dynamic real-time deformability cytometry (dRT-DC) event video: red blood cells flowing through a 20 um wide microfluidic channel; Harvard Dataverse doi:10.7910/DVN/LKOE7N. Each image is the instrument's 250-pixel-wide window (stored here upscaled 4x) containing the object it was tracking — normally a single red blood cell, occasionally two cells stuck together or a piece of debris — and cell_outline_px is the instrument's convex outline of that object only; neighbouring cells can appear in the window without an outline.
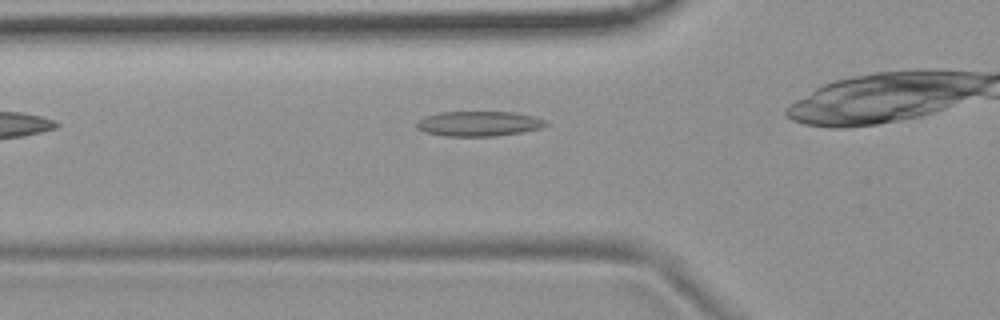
{"species": "common noctule bat (a hibernating species)", "species_latin": "Nyctalus noctula", "temperature_condition": "room temperature", "stored_images_in_passage": 6, "camera_frame_rate_fps": 3000, "um_per_image_px": 0.085, "animal": {"sex": "female", "body_mass_g": 19.9}, "frame": {"image": 1, "passage_image": 6, "time_ms": 1.667, "image_size_px": [1000, 320], "cell_outline_px": [[548, 124], [540, 128], [524, 132], [496, 136], [444, 136], [424, 132], [416, 128], [416, 120], [424, 116], [436, 112], [512, 112], [536, 116], [544, 120]], "centroid_in_image_um": [40.65, 10.51], "position_along_channel_um": 85.1, "area_um2": 19.07}}